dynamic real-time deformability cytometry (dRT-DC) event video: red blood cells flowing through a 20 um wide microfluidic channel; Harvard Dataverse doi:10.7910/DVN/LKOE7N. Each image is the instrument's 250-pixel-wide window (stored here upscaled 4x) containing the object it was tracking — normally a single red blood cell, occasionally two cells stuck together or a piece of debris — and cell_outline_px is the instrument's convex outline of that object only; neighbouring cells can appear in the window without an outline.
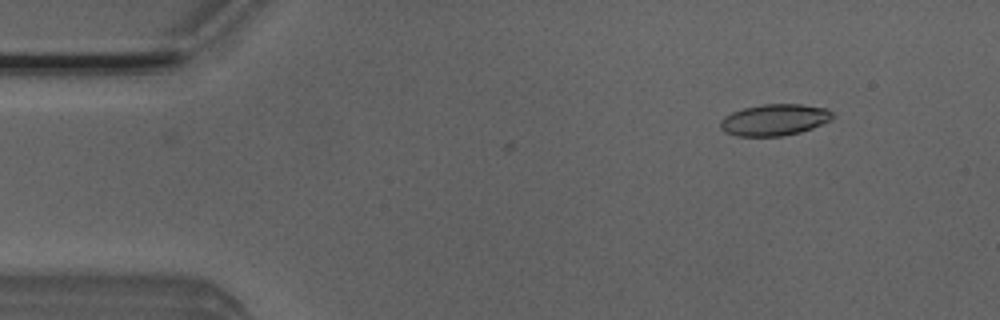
{"species": "Egyptian fruit bat (a non-hibernating species)", "species_latin": "Rousettus aegyptiacus", "temperature_condition": "room temperature", "stored_images_in_passage": 3, "camera_frame_rate_fps": 3000, "um_per_image_px": 0.085, "animal": {"sex": "male"}, "frame": {"image": 1, "passage_image": 1, "time_ms": 0.0, "image_size_px": [1000, 320], "cell_outline_px": [[832, 120], [812, 128], [800, 132], [784, 136], [736, 136], [724, 132], [720, 128], [720, 120], [724, 116], [732, 112], [744, 108], [764, 104], [800, 104], [828, 108], [832, 112]], "centroid_in_image_um": [65.82, 10.19], "position_along_channel_um": 19.2, "area_um2": 20.69}}